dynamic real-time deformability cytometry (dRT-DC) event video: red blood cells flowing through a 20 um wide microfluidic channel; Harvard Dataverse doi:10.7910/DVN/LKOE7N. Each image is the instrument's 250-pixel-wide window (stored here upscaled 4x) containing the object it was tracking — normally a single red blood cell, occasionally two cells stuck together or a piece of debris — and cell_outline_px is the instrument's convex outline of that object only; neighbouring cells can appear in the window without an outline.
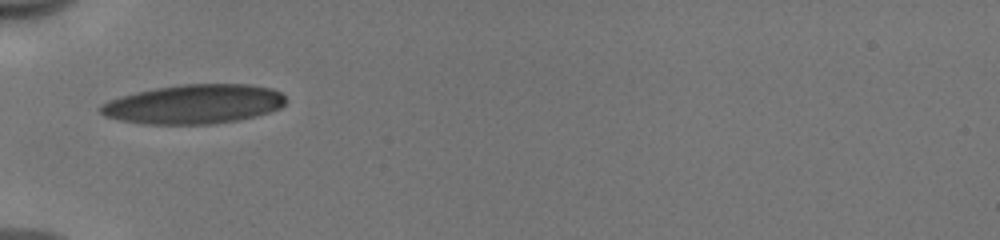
{"species": "human", "species_latin": "Homo sapiens", "temperature_condition": "cold", "stored_images_in_passage": 34, "camera_frame_rate_fps": 3000, "um_per_image_px": 0.085, "donor": {"sex": "male"}, "frame": {"image": 1, "passage_image": 1, "time_ms": 0.0, "image_size_px": [1000, 240], "cell_outline_px": [[288, 100], [280, 108], [256, 116], [240, 120], [212, 124], [144, 124], [120, 120], [104, 116], [96, 108], [100, 104], [108, 100], [120, 96], [136, 92], [156, 88], [180, 84], [252, 84], [272, 88], [280, 92]], "centroid_in_image_um": [16.47, 8.85], "position_along_channel_um": 68.5, "area_um2": 42.83}}
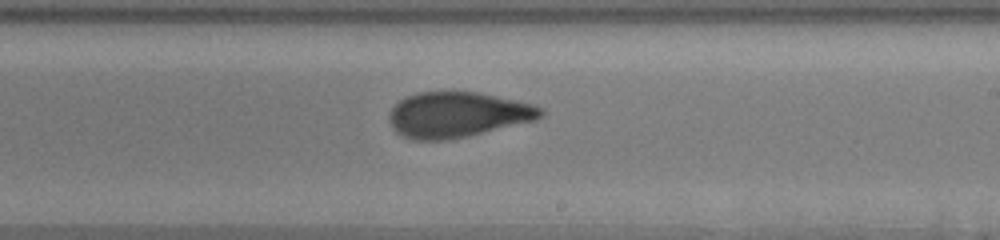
{"frame": {"image": 2, "passage_image": 15, "time_ms": 4.667, "image_size_px": [1000, 240], "cell_outline_px": [[544, 116], [536, 120], [452, 140], [416, 140], [400, 136], [392, 128], [388, 120], [388, 116], [392, 108], [400, 100], [408, 96], [420, 92], [480, 92], [532, 104], [544, 108]], "centroid_in_image_um": [38.89, 9.76], "position_along_channel_um": 250.1, "area_um2": 40.34}}
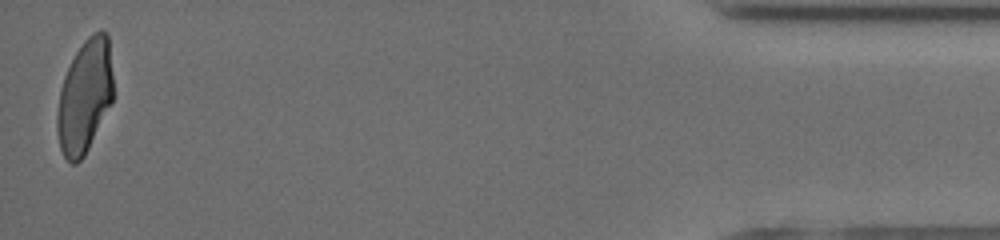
{"frame": {"image": 3, "passage_image": 34, "time_ms": 11.0, "image_size_px": [1000, 240], "cell_outline_px": [[112, 100], [84, 156], [76, 164], [72, 164], [64, 156], [60, 148], [56, 128], [56, 116], [60, 88], [64, 76], [76, 52], [84, 40], [92, 32], [100, 28], [108, 32], [112, 76]], "centroid_in_image_um": [7.18, 8.16], "position_along_channel_um": 428.0, "area_um2": 36.88}, "authors_computed_cell_mechanics": {"area_um2": 40.1421, "velocity_mm_per_s": 3.9767, "shape_relaxation_time_tau1_ms": 5.3203, "shape_relaxation_time_tau2_ms": 1.2038, "deformation_change_tau1": 0.1858, "deformation_change_tau2": 0.0713}}